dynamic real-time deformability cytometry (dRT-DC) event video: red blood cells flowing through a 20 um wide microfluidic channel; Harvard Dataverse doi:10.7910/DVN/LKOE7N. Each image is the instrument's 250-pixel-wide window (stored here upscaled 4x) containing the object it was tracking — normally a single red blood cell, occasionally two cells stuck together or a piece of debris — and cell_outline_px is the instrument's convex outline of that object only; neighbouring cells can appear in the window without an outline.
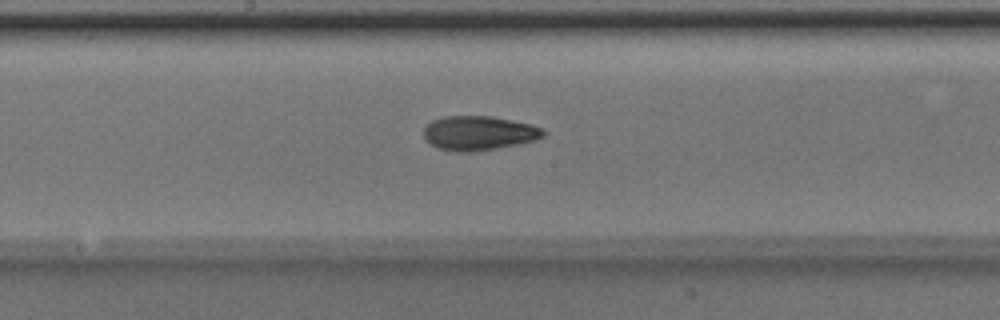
{"species": "Egyptian fruit bat (a non-hibernating species)", "species_latin": "Rousettus aegyptiacus", "temperature_condition": "room temperature", "stored_images_in_passage": 51, "camera_frame_rate_fps": 3000, "um_per_image_px": 0.085, "animal": {"sex": "male"}, "frame": {"image": 1, "passage_image": 27, "time_ms": 8.667, "image_size_px": [1000, 320], "cell_outline_px": [[544, 136], [536, 140], [496, 148], [468, 152], [456, 152], [436, 148], [424, 136], [424, 128], [432, 120], [444, 116], [492, 116], [532, 124], [544, 128]], "centroid_in_image_um": [40.71, 11.3], "position_along_channel_um": 207.5, "area_um2": 23.87}}
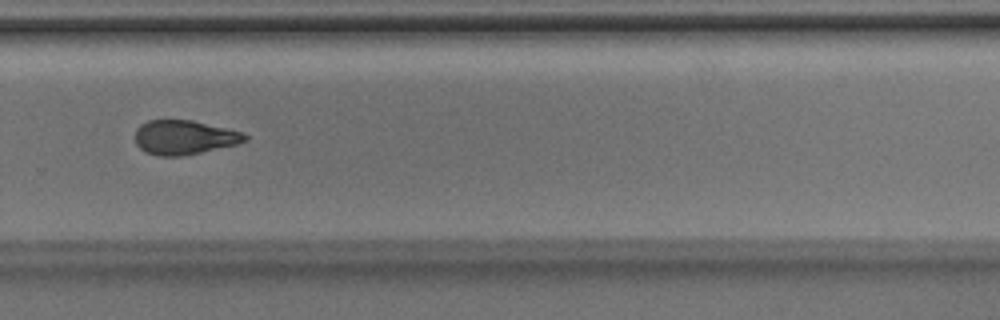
{"frame": {"image": 2, "passage_image": 35, "time_ms": 11.333, "image_size_px": [1000, 320], "cell_outline_px": [[248, 140], [236, 144], [200, 152], [180, 156], [160, 156], [148, 152], [140, 148], [136, 144], [136, 128], [140, 124], [148, 120], [192, 120], [240, 132], [248, 136]], "centroid_in_image_um": [15.63, 11.67], "position_along_channel_um": 314.2, "area_um2": 21.56}}
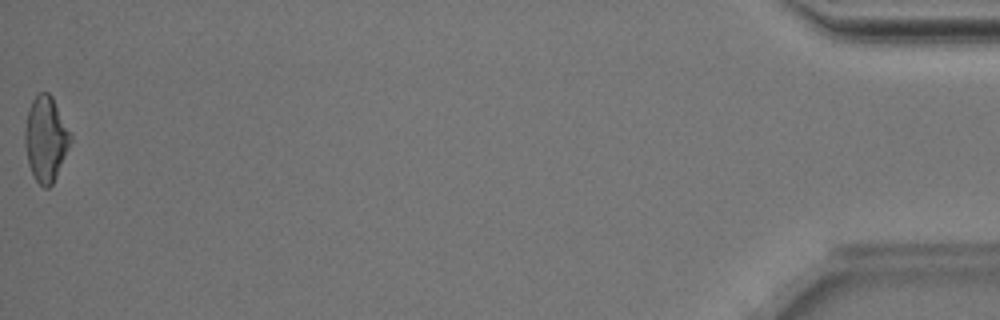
{"frame": {"image": 3, "passage_image": 51, "time_ms": 16.667, "image_size_px": [1000, 320], "cell_outline_px": [[72, 140], [56, 176], [52, 184], [48, 188], [44, 188], [36, 180], [28, 164], [24, 144], [24, 128], [28, 108], [32, 100], [40, 92], [48, 92], [52, 96], [72, 132]], "centroid_in_image_um": [3.89, 11.77], "position_along_channel_um": 431.3, "area_um2": 22.83}, "authors_computed_cell_mechanics": {"area_um2": 22.3108, "velocity_mm_per_s": 4.0184, "shape_relaxation_time_tau1_ms": 3.6689, "shape_relaxation_time_tau2_ms": 4.1411, "deformation_change_tau1": 0.1374, "deformation_change_tau2": 0.1267}}